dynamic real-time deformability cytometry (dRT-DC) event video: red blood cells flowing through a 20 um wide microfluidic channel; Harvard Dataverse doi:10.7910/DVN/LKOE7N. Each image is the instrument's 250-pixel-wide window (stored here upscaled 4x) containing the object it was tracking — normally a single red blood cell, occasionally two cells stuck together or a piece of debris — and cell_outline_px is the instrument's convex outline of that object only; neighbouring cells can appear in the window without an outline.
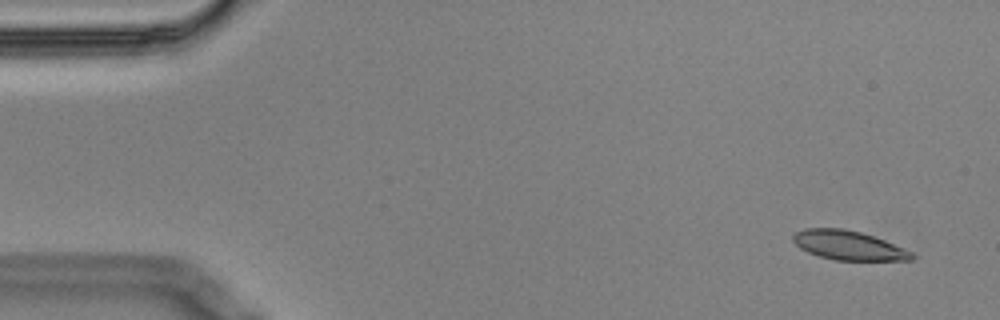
{"species": "Egyptian fruit bat (a non-hibernating species)", "species_latin": "Rousettus aegyptiacus", "temperature_condition": "cold", "stored_images_in_passage": 5, "camera_frame_rate_fps": 3000, "um_per_image_px": 0.085, "animal": {"sex": "male"}, "frame": {"image": 1, "passage_image": 1, "time_ms": 0.0, "image_size_px": [1000, 320], "cell_outline_px": [[916, 256], [912, 260], [836, 260], [820, 256], [808, 252], [800, 248], [792, 240], [792, 236], [796, 232], [804, 228], [844, 228], [860, 232], [884, 240], [912, 252]], "centroid_in_image_um": [72.1, 20.85], "position_along_channel_um": 12.9, "area_um2": 20.06}}
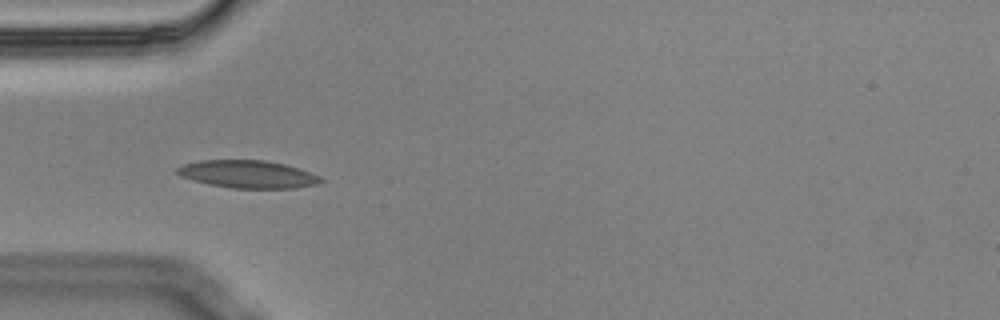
{"frame": {"image": 2, "passage_image": 4, "time_ms": 1.0, "image_size_px": [1000, 320], "cell_outline_px": [[324, 180], [316, 184], [296, 188], [232, 188], [208, 184], [192, 180], [180, 176], [176, 172], [176, 168], [184, 164], [200, 160], [264, 160], [284, 164], [300, 168], [320, 176]], "centroid_in_image_um": [21.06, 14.8], "position_along_channel_um": 63.9, "area_um2": 23.18}}
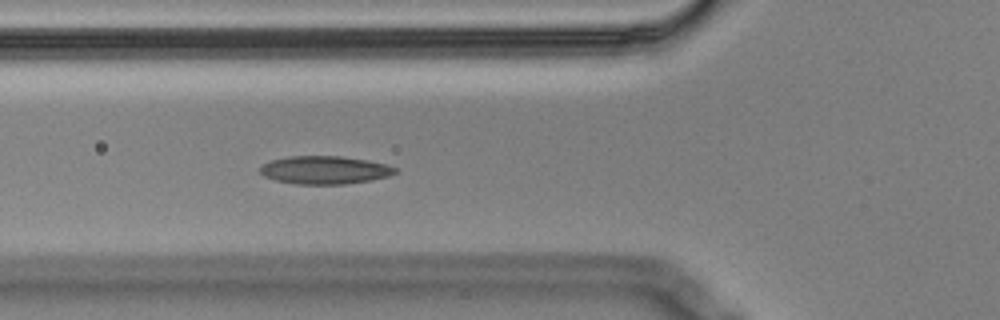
{"frame": {"image": 3, "passage_image": 5, "time_ms": 1.333, "image_size_px": [1000, 320], "cell_outline_px": [[400, 172], [388, 176], [372, 180], [344, 184], [296, 184], [276, 180], [264, 176], [260, 172], [260, 168], [264, 164], [272, 160], [288, 156], [340, 156], [388, 164], [400, 168]], "centroid_in_image_um": [27.67, 14.45], "position_along_channel_um": 98.1, "area_um2": 22.14}}